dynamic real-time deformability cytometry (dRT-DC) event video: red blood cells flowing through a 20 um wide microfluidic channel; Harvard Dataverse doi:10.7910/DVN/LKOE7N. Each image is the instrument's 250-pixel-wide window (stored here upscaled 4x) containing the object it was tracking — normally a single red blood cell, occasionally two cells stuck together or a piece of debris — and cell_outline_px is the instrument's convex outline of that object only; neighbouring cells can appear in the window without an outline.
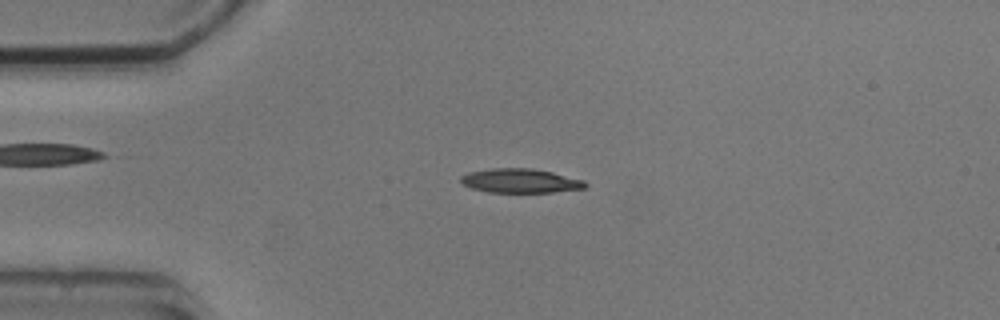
{"species": "common noctule bat (a hibernating species)", "species_latin": "Nyctalus noctula", "temperature_condition": "cold", "stored_images_in_passage": 8, "camera_frame_rate_fps": 3000, "um_per_image_px": 0.085, "animal": {"sex": "male", "body_mass_g": 20.5, "forearm_length_mm": 52.5}, "frame": {"image": 1, "passage_image": 2, "time_ms": 1.0, "image_size_px": [1000, 320], "cell_outline_px": [[588, 184], [584, 188], [552, 192], [488, 192], [472, 188], [464, 184], [460, 180], [460, 176], [468, 172], [492, 168], [532, 168], [552, 172], [584, 180]], "centroid_in_image_um": [44.22, 15.36], "position_along_channel_um": 40.8, "area_um2": 17.46}}
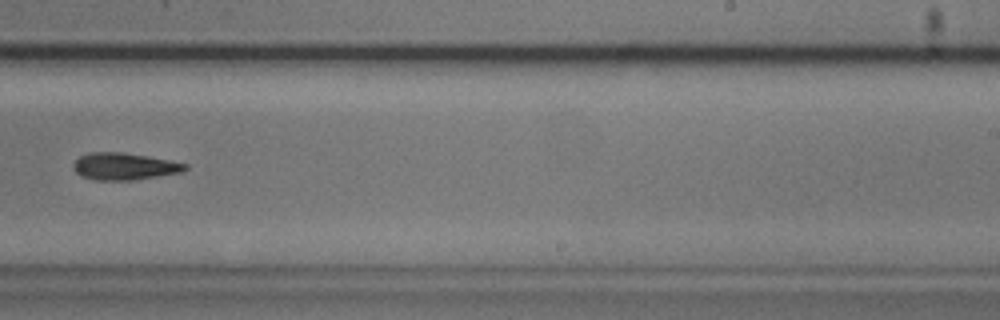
{"frame": {"image": 2, "passage_image": 8, "time_ms": 8.0, "image_size_px": [1000, 320], "cell_outline_px": [[188, 168], [184, 172], [132, 180], [96, 180], [80, 176], [72, 168], [72, 164], [80, 156], [88, 152], [124, 152], [148, 156], [188, 164]], "centroid_in_image_um": [10.55, 14.14], "position_along_channel_um": 278.4, "area_um2": 17.74}}